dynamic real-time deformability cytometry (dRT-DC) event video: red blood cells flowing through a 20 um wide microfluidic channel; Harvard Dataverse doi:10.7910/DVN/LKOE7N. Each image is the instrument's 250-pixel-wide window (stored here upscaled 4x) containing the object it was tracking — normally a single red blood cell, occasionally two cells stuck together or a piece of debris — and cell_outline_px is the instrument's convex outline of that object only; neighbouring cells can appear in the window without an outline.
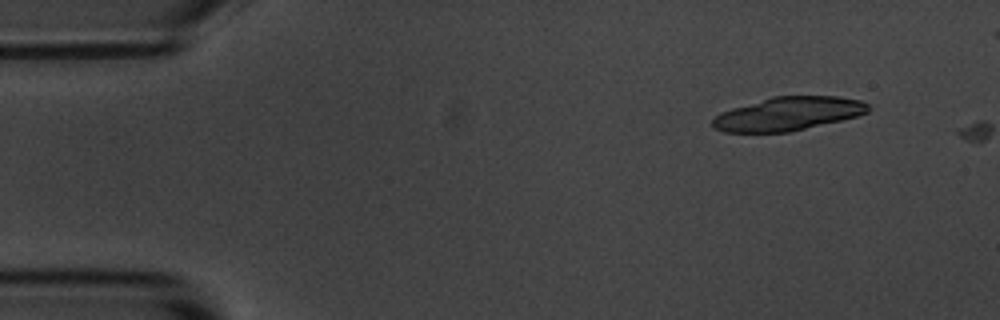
{"species": "common noctule bat (a hibernating species)", "species_latin": "Nyctalus noctula", "temperature_condition": "room temperature", "stored_images_in_passage": 2, "camera_frame_rate_fps": 3000, "um_per_image_px": 0.085, "animal": {"sex": "male", "body_mass_g": 20.1, "forearm_length_mm": 53.5}, "frame": {"image": 1, "passage_image": 1, "time_ms": 0.0, "image_size_px": [1000, 320], "cell_outline_px": [[868, 112], [856, 116], [840, 120], [788, 132], [724, 132], [712, 128], [712, 120], [720, 112], [732, 108], [772, 96], [840, 96], [864, 100], [868, 104]], "centroid_in_image_um": [66.97, 9.66], "position_along_channel_um": 18.0, "area_um2": 30.35}}